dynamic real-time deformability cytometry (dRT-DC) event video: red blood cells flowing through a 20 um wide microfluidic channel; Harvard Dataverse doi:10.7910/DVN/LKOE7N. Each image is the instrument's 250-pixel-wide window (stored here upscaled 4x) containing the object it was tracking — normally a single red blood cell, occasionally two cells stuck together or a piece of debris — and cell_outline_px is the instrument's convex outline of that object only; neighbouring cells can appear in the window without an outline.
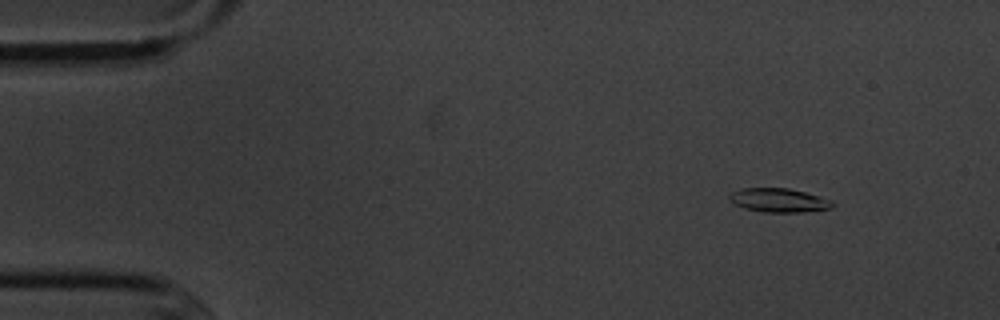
{"species": "common noctule bat (a hibernating species)", "species_latin": "Nyctalus noctula", "temperature_condition": "cold", "stored_images_in_passage": 4, "camera_frame_rate_fps": 3000, "um_per_image_px": 0.085, "animal": {"sex": "male", "body_mass_g": 20.1, "forearm_length_mm": 53.5}, "frame": {"image": 1, "passage_image": 2, "time_ms": 1.333, "image_size_px": [1000, 320], "cell_outline_px": [[836, 204], [832, 208], [804, 212], [764, 212], [744, 208], [736, 204], [728, 196], [732, 192], [744, 188], [788, 188], [820, 196], [832, 200]], "centroid_in_image_um": [66.26, 17.02], "position_along_channel_um": 18.7, "area_um2": 14.28}}
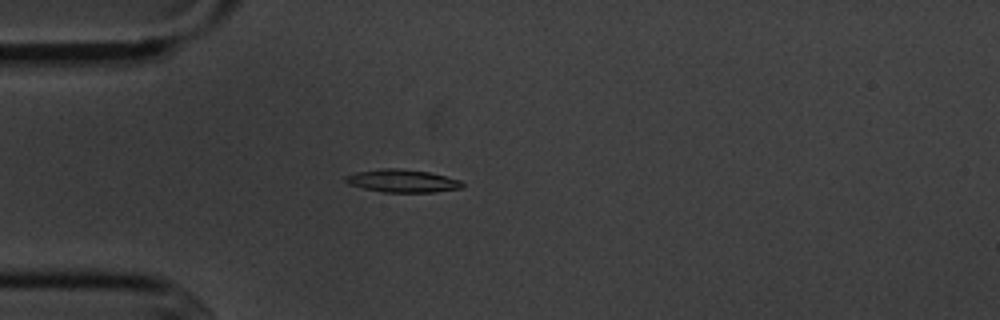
{"frame": {"image": 2, "passage_image": 4, "time_ms": 4.333, "image_size_px": [1000, 320], "cell_outline_px": [[464, 184], [460, 188], [432, 192], [384, 192], [364, 188], [348, 184], [344, 180], [344, 176], [356, 172], [384, 168], [396, 168], [428, 172], [460, 180]], "centroid_in_image_um": [34.16, 15.37], "position_along_channel_um": 50.8, "area_um2": 15.32}}